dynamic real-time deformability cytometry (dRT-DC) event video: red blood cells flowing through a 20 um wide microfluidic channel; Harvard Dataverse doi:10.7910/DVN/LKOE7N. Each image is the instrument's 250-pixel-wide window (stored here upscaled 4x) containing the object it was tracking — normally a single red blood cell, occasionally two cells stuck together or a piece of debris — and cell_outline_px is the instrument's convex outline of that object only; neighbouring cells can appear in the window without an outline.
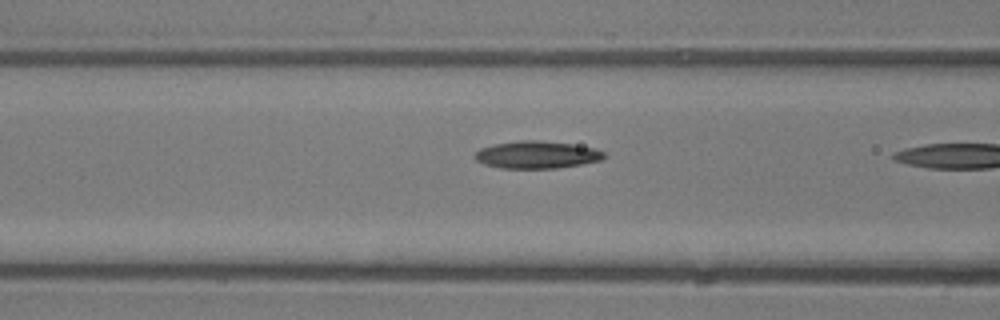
{"species": "common noctule bat (a hibernating species)", "species_latin": "Nyctalus noctula", "temperature_condition": "room temperature", "stored_images_in_passage": 5, "camera_frame_rate_fps": 3000, "um_per_image_px": 0.085, "animal": {"sex": "male", "body_mass_g": 13.3}, "frame": {"image": 1, "passage_image": 4, "time_ms": 3.333, "image_size_px": [1000, 320], "cell_outline_px": [[608, 156], [600, 160], [580, 164], [556, 168], [500, 168], [484, 164], [476, 160], [472, 156], [480, 148], [496, 144], [520, 140], [540, 140], [572, 144], [596, 148], [604, 152]], "centroid_in_image_um": [45.63, 13.15], "position_along_channel_um": 121.0, "area_um2": 20.63}}